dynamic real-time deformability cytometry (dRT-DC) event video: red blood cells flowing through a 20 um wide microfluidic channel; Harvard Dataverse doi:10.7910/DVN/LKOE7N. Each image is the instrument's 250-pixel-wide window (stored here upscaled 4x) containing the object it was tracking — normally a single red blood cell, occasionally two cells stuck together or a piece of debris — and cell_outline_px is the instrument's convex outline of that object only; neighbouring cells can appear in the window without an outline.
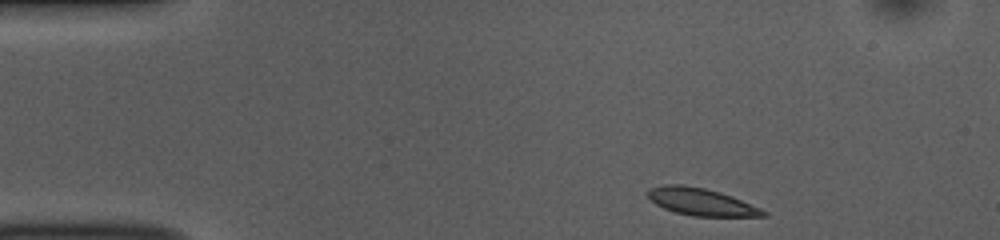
{"species": "common noctule bat (a hibernating species)", "species_latin": "Nyctalus noctula", "temperature_condition": "room temperature", "stored_images_in_passage": 46, "camera_frame_rate_fps": 3000, "um_per_image_px": 0.085, "animal": {"sex": "female", "body_mass_g": 10.0, "forearm_length_mm": 53.1}, "frame": {"image": 1, "passage_image": 1, "time_ms": 0.0, "image_size_px": [1000, 240], "cell_outline_px": [[768, 216], [692, 216], [676, 212], [664, 208], [656, 204], [648, 196], [648, 188], [664, 184], [680, 184], [704, 188], [720, 192], [732, 196], [760, 208], [768, 212]], "centroid_in_image_um": [59.6, 17.15], "position_along_channel_um": 25.4, "area_um2": 18.21}}
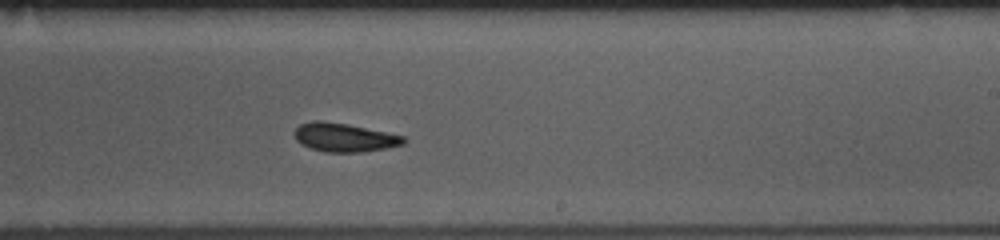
{"frame": {"image": 2, "passage_image": 25, "time_ms": 8.0, "image_size_px": [1000, 240], "cell_outline_px": [[408, 140], [404, 144], [388, 148], [364, 152], [328, 152], [312, 148], [296, 140], [296, 128], [300, 124], [312, 120], [320, 120], [348, 124], [404, 136]], "centroid_in_image_um": [29.32, 11.68], "position_along_channel_um": 259.7, "area_um2": 18.09}}
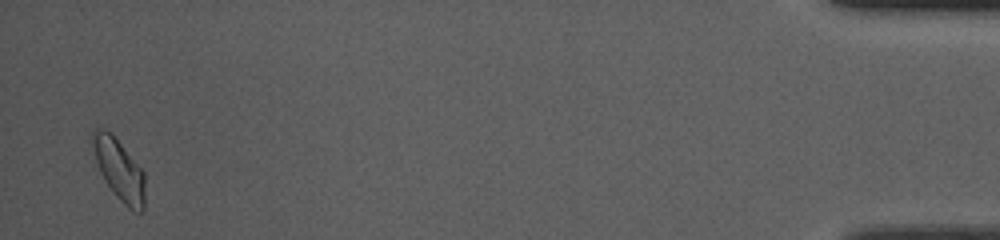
{"frame": {"image": 3, "passage_image": 45, "time_ms": 14.667, "image_size_px": [1000, 240], "cell_outline_px": [[144, 212], [132, 212], [112, 192], [104, 180], [100, 172], [88, 140], [92, 128], [100, 128], [108, 132], [120, 144], [144, 172]], "centroid_in_image_um": [10.07, 14.42], "position_along_channel_um": 425.1, "area_um2": 18.79}, "authors_computed_cell_mechanics": {"area_um2": 18.207, "velocity_mm_per_s": 3.7479, "shape_relaxation_time_tau1_ms": 4.753, "shape_relaxation_time_tau2_ms": 5.1937, "deformation_change_tau1": 0.1302, "deformation_change_tau2": 0.1095}}